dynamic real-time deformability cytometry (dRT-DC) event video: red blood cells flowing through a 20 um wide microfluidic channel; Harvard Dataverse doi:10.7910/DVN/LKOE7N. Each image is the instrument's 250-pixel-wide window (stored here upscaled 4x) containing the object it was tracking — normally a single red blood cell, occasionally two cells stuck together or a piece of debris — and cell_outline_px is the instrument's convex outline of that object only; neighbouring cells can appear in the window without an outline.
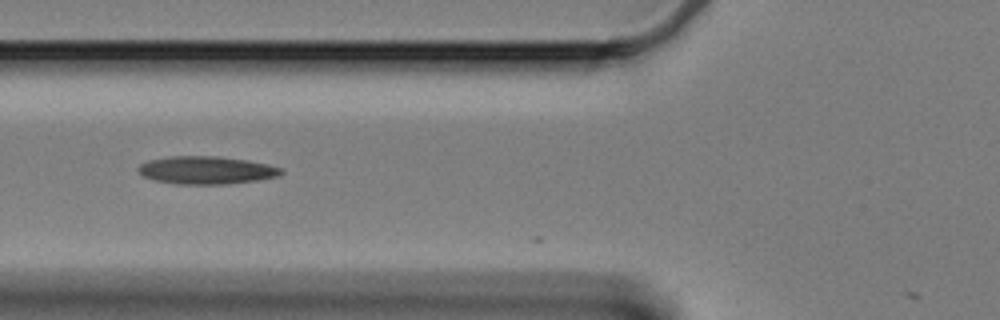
{"species": "Egyptian fruit bat (a non-hibernating species)", "species_latin": "Rousettus aegyptiacus", "temperature_condition": "cold", "stored_images_in_passage": 12, "camera_frame_rate_fps": 3000, "um_per_image_px": 0.085, "animal": {"sex": "female"}, "frame": {"image": 1, "passage_image": 2, "time_ms": 0.333, "image_size_px": [1000, 320], "cell_outline_px": [[284, 172], [280, 176], [256, 180], [224, 184], [176, 184], [152, 180], [144, 176], [136, 168], [140, 164], [148, 160], [168, 156], [216, 156], [248, 160], [268, 164], [280, 168]], "centroid_in_image_um": [17.52, 14.46], "position_along_channel_um": 108.3, "area_um2": 23.24}}
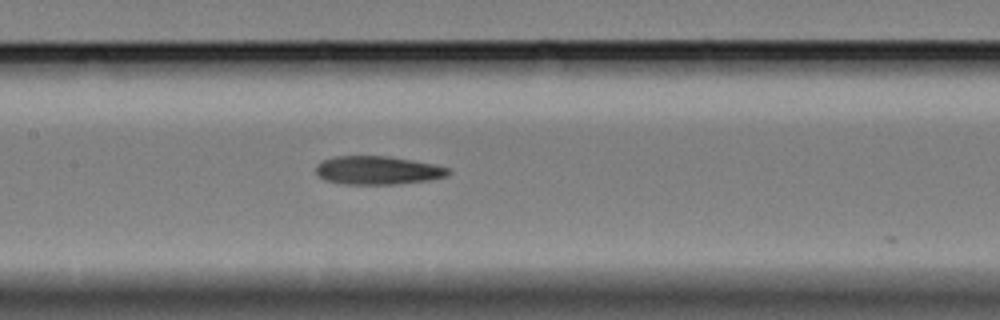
{"frame": {"image": 2, "passage_image": 8, "time_ms": 2.333, "image_size_px": [1000, 320], "cell_outline_px": [[452, 172], [448, 176], [428, 180], [396, 184], [344, 184], [324, 180], [316, 172], [316, 164], [320, 160], [336, 156], [388, 156], [432, 164], [448, 168]], "centroid_in_image_um": [32.07, 14.47], "position_along_channel_um": 175.3, "area_um2": 21.91}}
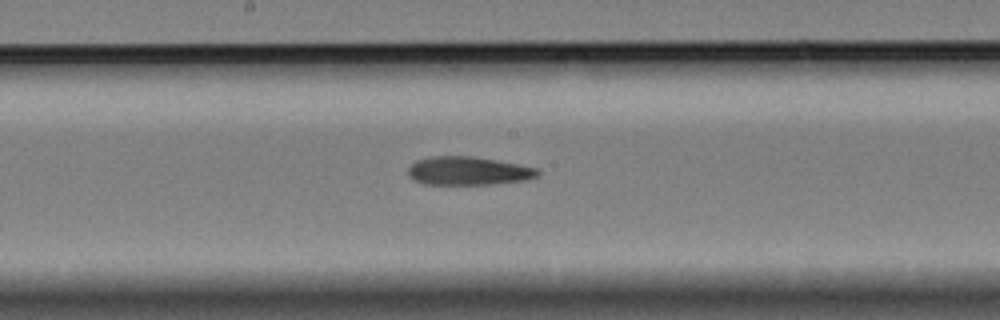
{"frame": {"image": 3, "passage_image": 11, "time_ms": 3.333, "image_size_px": [1000, 320], "cell_outline_px": [[540, 176], [524, 180], [492, 184], [424, 184], [408, 176], [408, 168], [416, 160], [432, 156], [472, 156], [496, 160], [536, 168], [540, 172]], "centroid_in_image_um": [39.79, 14.52], "position_along_channel_um": 208.4, "area_um2": 21.33}}